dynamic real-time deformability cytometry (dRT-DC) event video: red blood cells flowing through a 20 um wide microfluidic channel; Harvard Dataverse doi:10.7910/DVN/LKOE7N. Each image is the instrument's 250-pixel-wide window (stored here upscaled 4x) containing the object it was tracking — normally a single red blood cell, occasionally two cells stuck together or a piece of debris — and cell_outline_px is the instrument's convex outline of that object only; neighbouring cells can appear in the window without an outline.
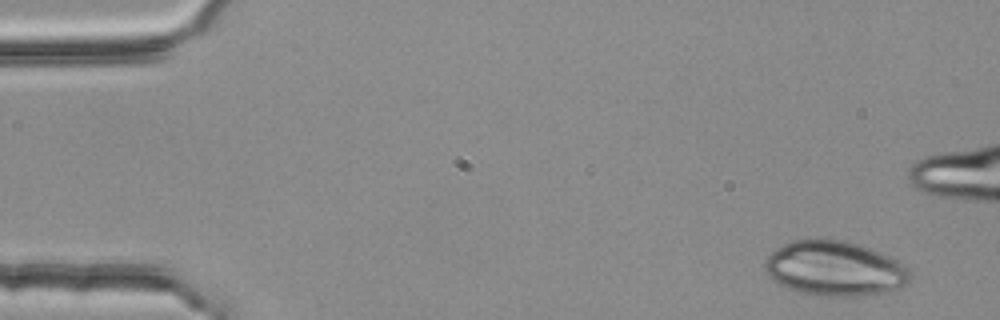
{"species": "common noctule bat (a hibernating species)", "species_latin": "Nyctalus noctula", "temperature_condition": "room temperature", "stored_images_in_passage": 8, "camera_frame_rate_fps": 3000, "um_per_image_px": 0.085, "animal": {"sex": "female", "body_mass_g": 25.1}, "frame": {"image": 1, "passage_image": 1, "time_ms": 0.0, "image_size_px": [1000, 320], "cell_outline_px": [[912, 280], [908, 284], [888, 292], [860, 296], [828, 296], [800, 292], [788, 288], [772, 280], [764, 272], [764, 260], [772, 252], [784, 244], [792, 240], [808, 236], [824, 236], [860, 244], [888, 256], [904, 264], [908, 268], [912, 276]], "centroid_in_image_um": [70.94, 22.79], "position_along_channel_um": 14.1, "area_um2": 47.4}}
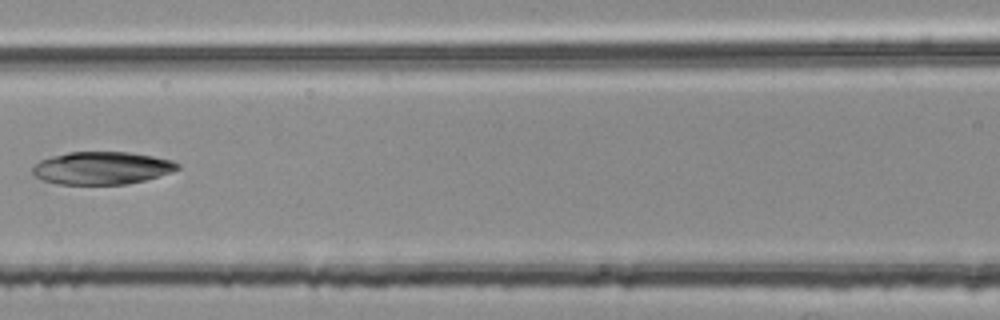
{"frame": {"image": 2, "passage_image": 8, "time_ms": 2.333, "image_size_px": [1000, 320], "cell_outline_px": [[180, 168], [144, 180], [128, 184], [56, 184], [44, 180], [36, 176], [32, 172], [32, 168], [40, 160], [52, 156], [68, 152], [128, 152], [152, 156], [172, 160], [180, 164]], "centroid_in_image_um": [8.64, 14.28], "position_along_channel_um": 158.0, "area_um2": 27.34}}